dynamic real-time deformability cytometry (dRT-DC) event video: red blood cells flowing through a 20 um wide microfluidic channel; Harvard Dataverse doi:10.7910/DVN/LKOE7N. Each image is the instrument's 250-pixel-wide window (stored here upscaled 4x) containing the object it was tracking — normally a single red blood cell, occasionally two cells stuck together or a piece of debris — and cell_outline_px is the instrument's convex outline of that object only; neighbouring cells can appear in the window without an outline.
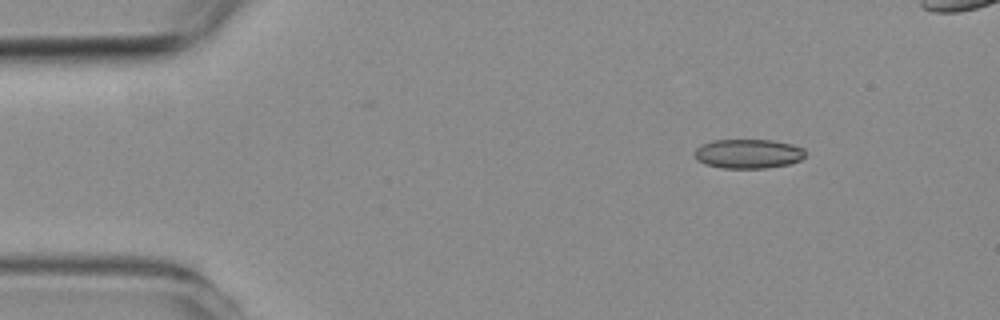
{"species": "common noctule bat (a hibernating species)", "species_latin": "Nyctalus noctula", "temperature_condition": "room temperature", "stored_images_in_passage": 5, "camera_frame_rate_fps": 3000, "um_per_image_px": 0.085, "animal": {"sex": "female", "body_mass_g": 19.3, "forearm_length_mm": 54.1}, "frame": {"image": 1, "passage_image": 5, "time_ms": 5.333, "image_size_px": [1000, 320], "cell_outline_px": [[804, 156], [800, 160], [788, 164], [764, 168], [724, 168], [704, 164], [696, 160], [696, 148], [712, 140], [772, 140], [792, 144], [804, 148]], "centroid_in_image_um": [63.6, 13.07], "position_along_channel_um": 21.4, "area_um2": 18.79}}